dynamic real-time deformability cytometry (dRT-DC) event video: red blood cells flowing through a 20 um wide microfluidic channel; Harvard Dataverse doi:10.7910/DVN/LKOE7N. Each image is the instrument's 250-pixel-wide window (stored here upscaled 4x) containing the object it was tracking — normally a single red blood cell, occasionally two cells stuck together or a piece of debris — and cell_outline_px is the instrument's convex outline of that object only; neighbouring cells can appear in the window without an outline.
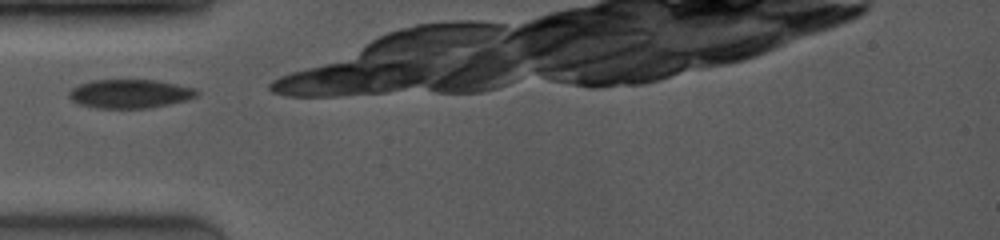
{"species": "common noctule bat (a hibernating species)", "species_latin": "Nyctalus noctula", "temperature_condition": "room temperature", "stored_images_in_passage": 29, "camera_frame_rate_fps": 4000, "um_per_image_px": 0.085, "animal": {"sex": "female", "body_mass_g": 19.0, "forearm_length_mm": 53.3}, "frame": {"image": 1, "passage_image": 1, "time_ms": 0.0, "image_size_px": [1000, 240], "cell_outline_px": [[200, 92], [196, 96], [188, 100], [148, 108], [96, 108], [80, 104], [72, 100], [68, 96], [68, 92], [72, 88], [80, 84], [96, 80], [152, 80], [176, 84], [192, 88]], "centroid_in_image_um": [11.03, 7.97], "position_along_channel_um": 74.0, "area_um2": 21.21}}